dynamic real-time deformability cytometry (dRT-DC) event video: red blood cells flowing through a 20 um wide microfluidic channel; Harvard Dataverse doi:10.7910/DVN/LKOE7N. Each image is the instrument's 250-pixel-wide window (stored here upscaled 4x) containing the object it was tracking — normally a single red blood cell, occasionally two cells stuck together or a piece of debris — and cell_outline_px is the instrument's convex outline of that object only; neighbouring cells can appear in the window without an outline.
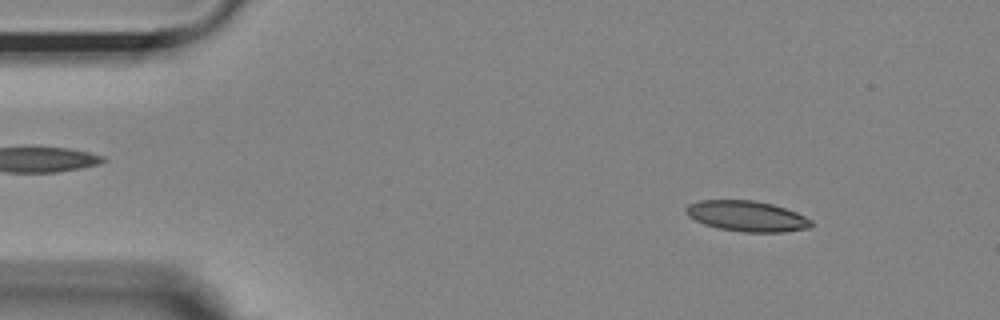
{"species": "Egyptian fruit bat (a non-hibernating species)", "species_latin": "Rousettus aegyptiacus", "temperature_condition": "room temperature", "stored_images_in_passage": 54, "camera_frame_rate_fps": 3000, "um_per_image_px": 0.085, "animal": {"sex": "female"}, "frame": {"image": 1, "passage_image": 6, "time_ms": 1.667, "image_size_px": [1000, 320], "cell_outline_px": [[816, 224], [808, 228], [784, 232], [744, 232], [716, 228], [704, 224], [688, 216], [684, 212], [684, 208], [688, 204], [700, 200], [752, 200], [772, 204], [796, 212], [812, 220]], "centroid_in_image_um": [63.47, 18.37], "position_along_channel_um": 21.5, "area_um2": 22.48}}
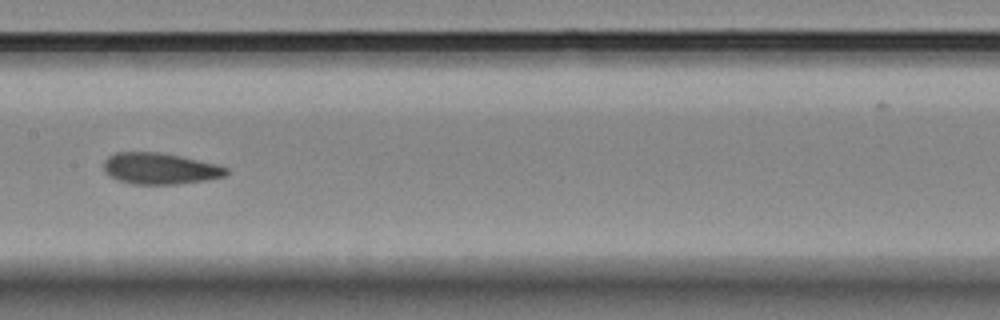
{"frame": {"image": 2, "passage_image": 26, "time_ms": 8.333, "image_size_px": [1000, 320], "cell_outline_px": [[228, 172], [224, 176], [204, 180], [176, 184], [132, 184], [116, 180], [108, 176], [104, 172], [104, 160], [108, 156], [116, 152], [160, 152], [180, 156], [216, 164], [228, 168]], "centroid_in_image_um": [13.53, 14.33], "position_along_channel_um": 193.9, "area_um2": 22.37}}
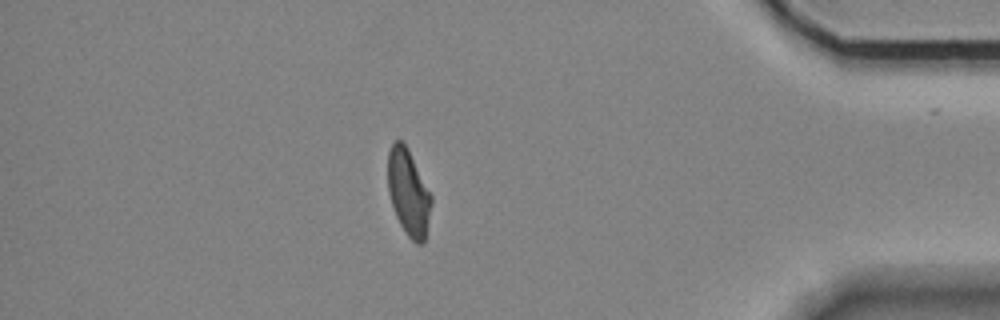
{"frame": {"image": 3, "passage_image": 46, "time_ms": 15.0, "image_size_px": [1000, 320], "cell_outline_px": [[432, 200], [424, 244], [416, 244], [408, 236], [400, 224], [396, 216], [388, 192], [388, 152], [392, 144], [396, 140], [404, 140], [432, 196]], "centroid_in_image_um": [34.72, 16.35], "position_along_channel_um": 400.5, "area_um2": 21.79}, "authors_computed_cell_mechanics": {"area_um2": 22.542, "velocity_mm_per_s": 3.6799, "shape_relaxation_time_tau1_ms": 10.6486, "shape_relaxation_time_tau2_ms": 2.3046, "deformation_change_tau1": 0.2132, "deformation_change_tau2": 0.0875}}